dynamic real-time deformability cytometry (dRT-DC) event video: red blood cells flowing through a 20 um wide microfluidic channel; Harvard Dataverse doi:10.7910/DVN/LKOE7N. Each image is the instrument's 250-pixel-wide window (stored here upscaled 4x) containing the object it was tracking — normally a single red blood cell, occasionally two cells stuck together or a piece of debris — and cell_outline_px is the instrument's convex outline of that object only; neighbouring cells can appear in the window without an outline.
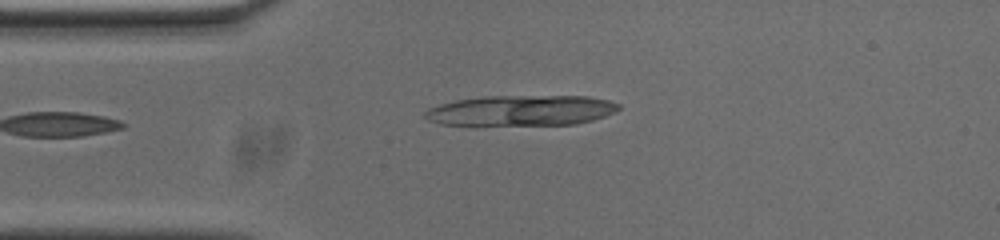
{"species": "common noctule bat (a hibernating species)", "species_latin": "Nyctalus noctula", "temperature_condition": "cold", "stored_images_in_passage": 5, "camera_frame_rate_fps": 3000, "um_per_image_px": 0.085, "animal": {"sex": "male", "body_mass_g": 20.0, "forearm_length_mm": 53.3}, "frame": {"image": 1, "passage_image": 1, "time_ms": 0.0, "image_size_px": [1000, 240], "cell_outline_px": [[616, 108], [596, 116], [584, 120], [568, 124], [452, 124], [436, 108], [448, 104], [464, 100], [564, 96], [600, 100], [612, 104]], "centroid_in_image_um": [44.58, 9.4], "position_along_channel_um": 40.4, "area_um2": 28.67}}